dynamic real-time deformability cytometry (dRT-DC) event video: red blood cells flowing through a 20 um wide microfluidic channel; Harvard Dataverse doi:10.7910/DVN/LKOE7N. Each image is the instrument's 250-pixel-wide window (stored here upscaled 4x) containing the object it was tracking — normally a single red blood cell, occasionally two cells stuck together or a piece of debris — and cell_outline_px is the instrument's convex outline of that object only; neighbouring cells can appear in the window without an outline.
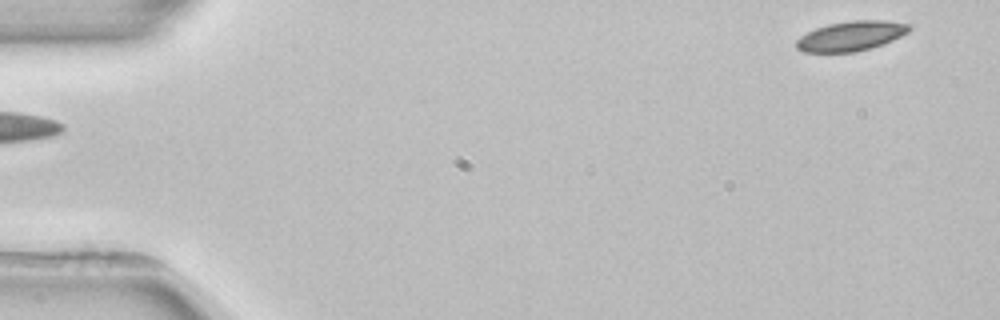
{"species": "common noctule bat (a hibernating species)", "species_latin": "Nyctalus noctula", "temperature_condition": "room temperature", "stored_images_in_passage": 3, "segment_of_instrument_passage": [2, 2], "camera_frame_rate_fps": 3000, "um_per_image_px": 0.085, "animal": {"sex": "female", "body_mass_g": 22.7, "forearm_length_mm": 54.2}, "frame": {"image": 1, "passage_image": 3, "time_ms": 3.0, "image_size_px": [1000, 320], "cell_outline_px": [[912, 28], [908, 32], [892, 40], [856, 52], [804, 52], [796, 48], [796, 40], [800, 36], [816, 28], [828, 24], [852, 20], [884, 20], [912, 24]], "centroid_in_image_um": [72.34, 3.05], "position_along_channel_um": 12.7, "area_um2": 19.48}}